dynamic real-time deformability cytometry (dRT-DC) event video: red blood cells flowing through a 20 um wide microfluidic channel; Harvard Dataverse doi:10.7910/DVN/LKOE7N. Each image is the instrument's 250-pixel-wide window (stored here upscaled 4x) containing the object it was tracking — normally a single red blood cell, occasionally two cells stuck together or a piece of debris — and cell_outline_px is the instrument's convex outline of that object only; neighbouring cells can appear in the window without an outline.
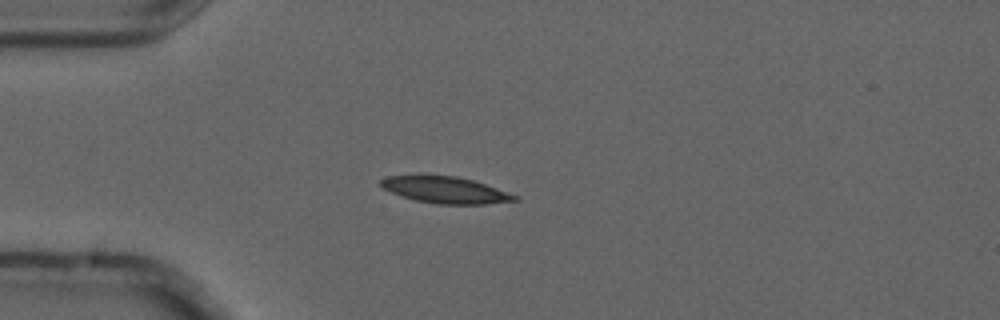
{"species": "common noctule bat (a hibernating species)", "species_latin": "Nyctalus noctula", "temperature_condition": "cold", "stored_images_in_passage": 1, "camera_frame_rate_fps": 3000, "um_per_image_px": 0.085, "animal": {"sex": "male", "forearm_length_mm": 52.5}, "frame": {"image": 1, "passage_image": 1, "time_ms": 0.0, "image_size_px": [1000, 320], "cell_outline_px": [[520, 200], [484, 204], [436, 204], [416, 200], [392, 192], [384, 188], [380, 184], [380, 180], [388, 176], [456, 176], [472, 180], [520, 196]], "centroid_in_image_um": [37.92, 16.16], "position_along_channel_um": 47.1, "area_um2": 20.29}}